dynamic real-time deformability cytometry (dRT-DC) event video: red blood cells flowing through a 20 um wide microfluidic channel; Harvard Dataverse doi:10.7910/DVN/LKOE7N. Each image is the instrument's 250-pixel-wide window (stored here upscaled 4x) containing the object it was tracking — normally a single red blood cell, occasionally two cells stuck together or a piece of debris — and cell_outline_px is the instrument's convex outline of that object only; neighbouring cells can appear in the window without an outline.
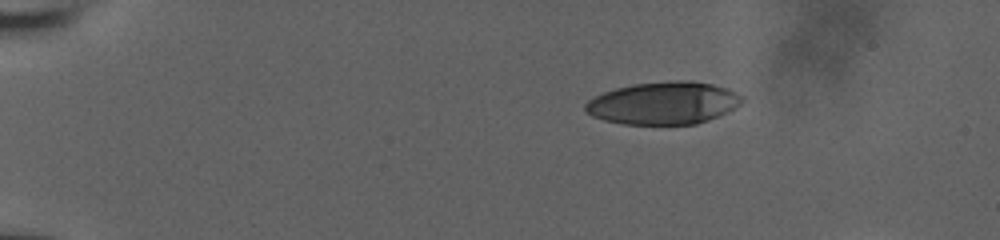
{"species": "human", "species_latin": "Homo sapiens", "temperature_condition": "room temperature", "stored_images_in_passage": 44, "camera_frame_rate_fps": 3000, "um_per_image_px": 0.085, "donor": {"sex": "male"}, "frame": {"image": 1, "passage_image": 1, "time_ms": 0.0, "image_size_px": [1000, 240], "cell_outline_px": [[744, 100], [736, 108], [728, 112], [708, 120], [696, 124], [624, 124], [604, 120], [592, 116], [584, 108], [584, 104], [588, 100], [604, 92], [616, 88], [632, 84], [676, 80], [692, 80], [712, 84], [728, 88], [744, 96]], "centroid_in_image_um": [56.44, 8.75], "position_along_channel_um": 28.6, "area_um2": 39.02}}
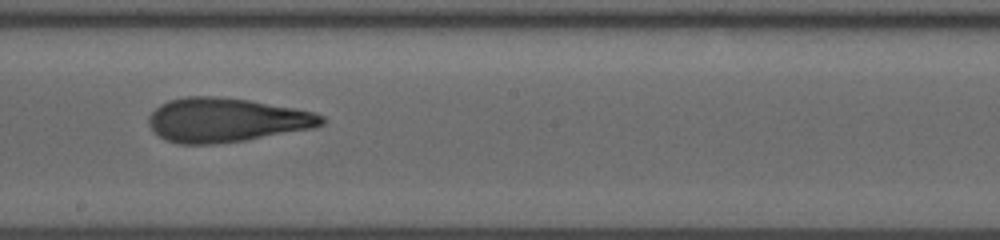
{"frame": {"image": 2, "passage_image": 24, "time_ms": 7.667, "image_size_px": [1000, 240], "cell_outline_px": [[324, 124], [316, 128], [244, 140], [216, 144], [180, 144], [164, 140], [148, 124], [148, 116], [160, 104], [168, 100], [188, 96], [216, 96], [248, 100], [296, 108], [312, 112], [324, 116]], "centroid_in_image_um": [19.24, 10.2], "position_along_channel_um": 229.0, "area_um2": 44.51}}
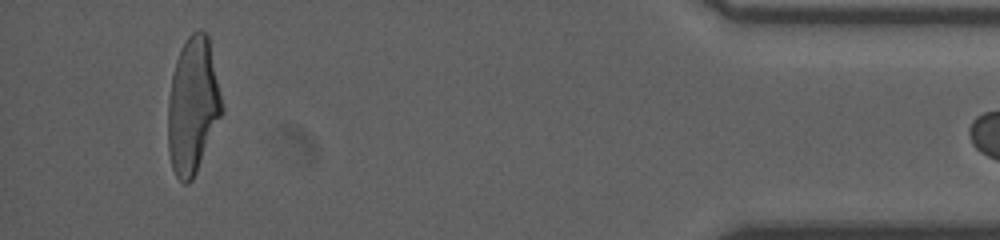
{"frame": {"image": 3, "passage_image": 43, "time_ms": 14.0, "image_size_px": [1000, 240], "cell_outline_px": [[224, 112], [196, 172], [192, 180], [188, 184], [184, 184], [176, 176], [172, 168], [168, 152], [168, 100], [172, 76], [176, 60], [188, 36], [192, 32], [200, 28], [208, 36], [224, 108]], "centroid_in_image_um": [16.4, 9.01], "position_along_channel_um": 418.8, "area_um2": 42.83}}